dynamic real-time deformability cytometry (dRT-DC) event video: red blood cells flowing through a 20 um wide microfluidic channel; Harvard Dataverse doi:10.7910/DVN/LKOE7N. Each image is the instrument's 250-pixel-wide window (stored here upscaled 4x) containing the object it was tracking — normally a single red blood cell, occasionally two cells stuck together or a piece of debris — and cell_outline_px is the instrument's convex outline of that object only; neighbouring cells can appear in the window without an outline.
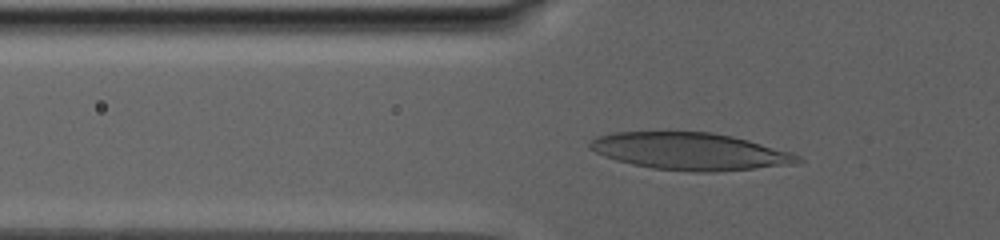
{"species": "human", "species_latin": "Homo sapiens", "temperature_condition": "warm", "stored_images_in_passage": 16, "camera_frame_rate_fps": 3000, "um_per_image_px": 0.085, "donor": {"sex": "male"}, "frame": {"image": 1, "passage_image": 3, "time_ms": 0.333, "image_size_px": [1000, 240], "cell_outline_px": [[804, 160], [796, 164], [716, 172], [692, 172], [652, 168], [632, 164], [616, 160], [604, 156], [588, 148], [588, 144], [596, 136], [612, 132], [712, 132], [732, 136], [748, 140], [792, 152], [800, 156]], "centroid_in_image_um": [58.67, 12.87], "position_along_channel_um": 67.1, "area_um2": 45.26}}
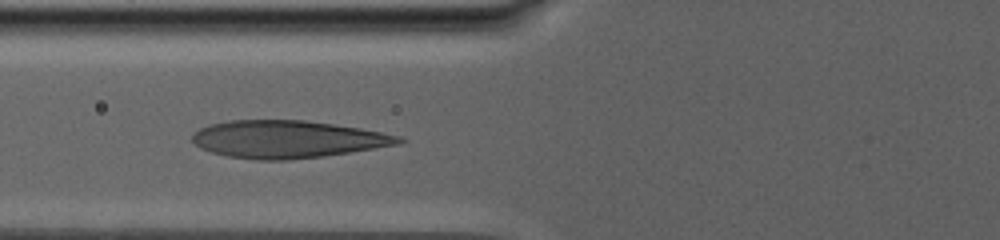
{"frame": {"image": 2, "passage_image": 15, "time_ms": 2.0, "image_size_px": [1000, 240], "cell_outline_px": [[408, 140], [400, 144], [376, 148], [324, 156], [288, 160], [256, 160], [228, 156], [212, 152], [200, 148], [192, 140], [192, 136], [200, 128], [212, 124], [232, 120], [304, 120], [360, 128], [400, 136]], "centroid_in_image_um": [24.46, 11.84], "position_along_channel_um": 101.3, "area_um2": 44.91}}